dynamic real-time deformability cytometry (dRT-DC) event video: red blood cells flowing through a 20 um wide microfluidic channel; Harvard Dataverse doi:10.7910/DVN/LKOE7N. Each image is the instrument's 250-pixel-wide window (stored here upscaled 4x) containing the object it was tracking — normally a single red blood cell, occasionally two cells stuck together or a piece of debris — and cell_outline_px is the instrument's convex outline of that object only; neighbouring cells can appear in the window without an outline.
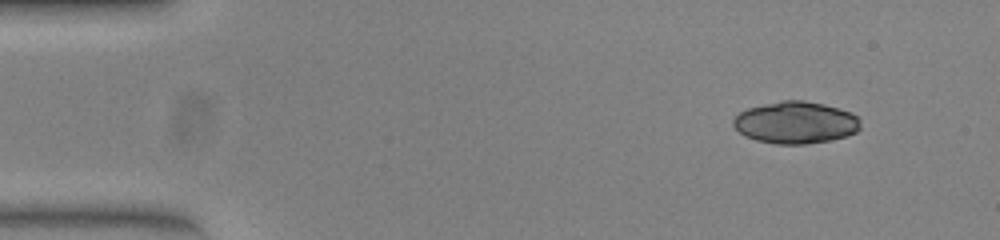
{"species": "common noctule bat (a hibernating species)", "species_latin": "Nyctalus noctula", "temperature_condition": "warm", "stored_images_in_passage": 48, "camera_frame_rate_fps": 3000, "um_per_image_px": 0.085, "animal": {"sex": "female", "body_mass_g": 23.0, "forearm_length_mm": 53.4}, "frame": {"image": 1, "passage_image": 1, "time_ms": 0.0, "image_size_px": [1000, 240], "cell_outline_px": [[860, 128], [856, 132], [848, 136], [828, 140], [804, 144], [776, 144], [756, 140], [744, 136], [732, 124], [732, 120], [740, 112], [748, 108], [764, 104], [784, 100], [804, 100], [824, 104], [852, 112], [860, 120]], "centroid_in_image_um": [67.63, 10.41], "position_along_channel_um": 17.4, "area_um2": 31.15}}